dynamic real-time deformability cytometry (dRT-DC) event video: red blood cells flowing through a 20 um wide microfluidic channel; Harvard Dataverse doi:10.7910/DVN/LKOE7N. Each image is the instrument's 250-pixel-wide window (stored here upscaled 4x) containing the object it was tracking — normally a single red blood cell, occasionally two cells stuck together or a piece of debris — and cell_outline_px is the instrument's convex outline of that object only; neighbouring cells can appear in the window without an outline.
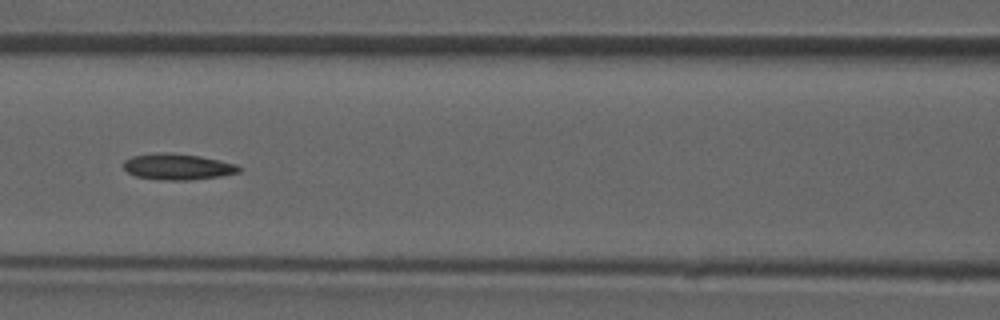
{"species": "common noctule bat (a hibernating species)", "species_latin": "Nyctalus noctula", "temperature_condition": "room temperature", "stored_images_in_passage": 49, "camera_frame_rate_fps": 3000, "um_per_image_px": 0.085, "animal": {"sex": "male", "forearm_length_mm": 52.5}, "frame": {"image": 1, "passage_image": 21, "time_ms": 6.667, "image_size_px": [1000, 320], "cell_outline_px": [[244, 168], [240, 172], [220, 176], [188, 180], [160, 180], [136, 176], [128, 172], [124, 168], [124, 160], [132, 156], [152, 152], [168, 152], [200, 156], [236, 164]], "centroid_in_image_um": [15.1, 14.16], "position_along_channel_um": 151.5, "area_um2": 17.69}}